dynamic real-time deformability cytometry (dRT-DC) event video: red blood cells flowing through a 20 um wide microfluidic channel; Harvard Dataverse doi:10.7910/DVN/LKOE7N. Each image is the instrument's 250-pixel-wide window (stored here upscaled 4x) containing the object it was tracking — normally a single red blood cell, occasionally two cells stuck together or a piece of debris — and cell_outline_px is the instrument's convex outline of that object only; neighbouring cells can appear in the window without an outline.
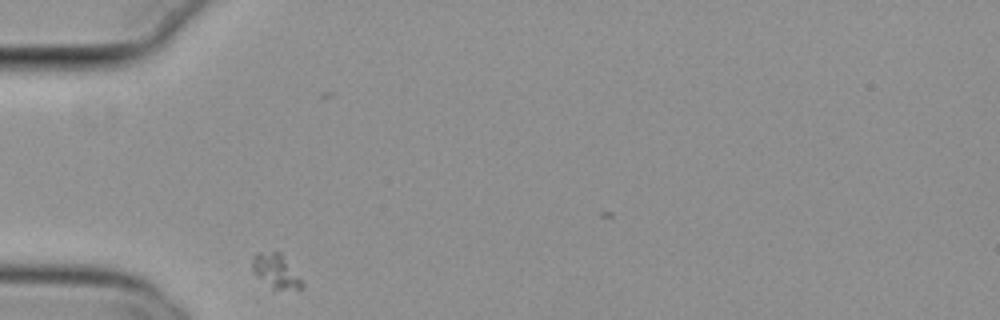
{"species": "common noctule bat (a hibernating species)", "species_latin": "Nyctalus noctula", "temperature_condition": "cold", "stored_images_in_passage": 33, "camera_frame_rate_fps": 3000, "um_per_image_px": 0.085, "animal": {"sex": "female", "body_mass_g": 29.2, "forearm_length_mm": 56.3}, "frame": {"image": 1, "passage_image": 1, "time_ms": 0.0, "image_size_px": [1000, 320], "cell_outline_px": [[304, 288], [272, 292], [252, 272], [252, 256], [256, 252], [280, 252], [304, 284]], "centroid_in_image_um": [23.4, 23.11], "position_along_channel_um": 61.6, "area_um2": 10.29}}
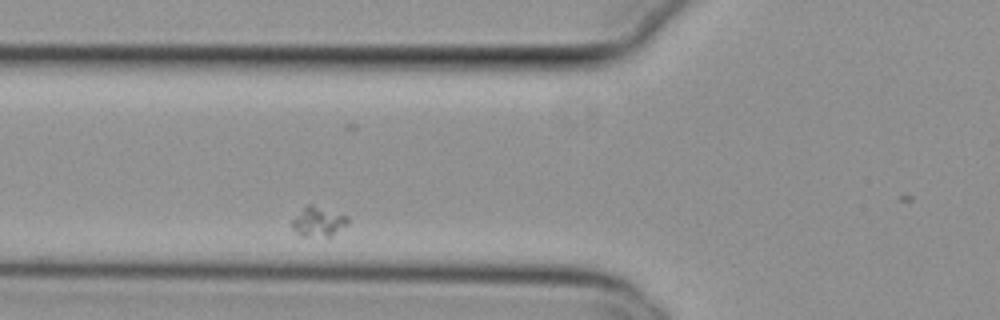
{"frame": {"image": 2, "passage_image": 5, "time_ms": 1.333, "image_size_px": [1000, 320], "cell_outline_px": [[348, 224], [328, 240], [300, 236], [292, 228], [292, 220], [308, 204], [312, 204], [348, 216]], "centroid_in_image_um": [27.09, 18.92], "position_along_channel_um": 98.7, "area_um2": 10.06}}
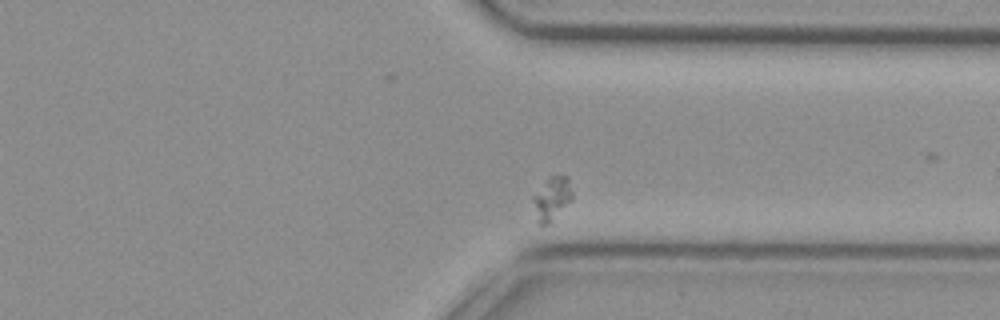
{"frame": {"image": 3, "passage_image": 29, "time_ms": 9.333, "image_size_px": [1000, 320], "cell_outline_px": [[572, 200], [548, 224], [540, 224], [532, 200], [532, 196], [548, 176], [560, 172], [568, 176], [572, 192]], "centroid_in_image_um": [46.93, 16.77], "position_along_channel_um": 364.5, "area_um2": 10.0}}